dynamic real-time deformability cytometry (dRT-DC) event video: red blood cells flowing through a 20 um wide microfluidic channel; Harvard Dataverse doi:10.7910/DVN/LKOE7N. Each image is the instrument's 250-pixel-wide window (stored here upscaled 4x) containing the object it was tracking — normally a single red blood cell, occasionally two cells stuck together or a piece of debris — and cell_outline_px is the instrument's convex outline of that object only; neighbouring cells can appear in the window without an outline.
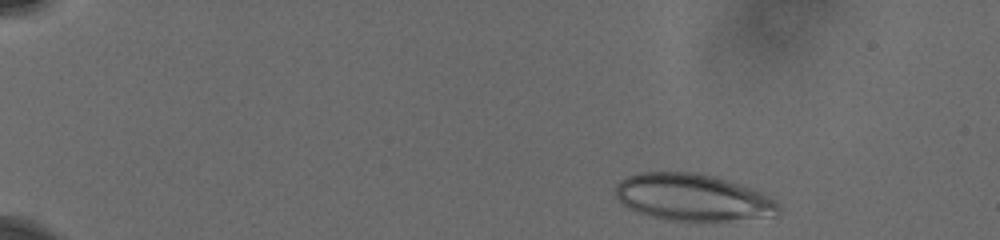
{"species": "human", "species_latin": "Homo sapiens", "temperature_condition": "cold", "stored_images_in_passage": 15, "camera_frame_rate_fps": 3000, "um_per_image_px": 0.085, "donor": {"sex": "male"}, "frame": {"image": 1, "passage_image": 1, "time_ms": 0.0, "image_size_px": [1000, 240], "cell_outline_px": [[780, 212], [776, 216], [728, 220], [668, 220], [652, 216], [628, 208], [620, 204], [616, 196], [616, 184], [620, 180], [628, 176], [640, 172], [692, 172], [712, 176], [756, 188], [776, 200], [780, 204]], "centroid_in_image_um": [58.92, 16.77], "position_along_channel_um": 26.1, "area_um2": 44.68}}